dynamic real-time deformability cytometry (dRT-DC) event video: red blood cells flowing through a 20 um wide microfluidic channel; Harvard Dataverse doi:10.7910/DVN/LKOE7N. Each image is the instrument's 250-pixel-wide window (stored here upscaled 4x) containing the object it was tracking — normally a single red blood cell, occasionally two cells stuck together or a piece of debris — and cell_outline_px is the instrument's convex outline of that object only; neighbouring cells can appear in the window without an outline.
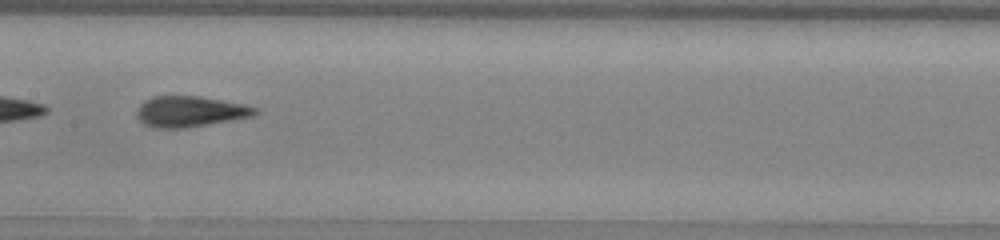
{"species": "common noctule bat (a hibernating species)", "species_latin": "Nyctalus noctula", "temperature_condition": "warm", "stored_images_in_passage": 18, "camera_frame_rate_fps": 3000, "um_per_image_px": 0.085, "animal": {"sex": "male", "body_mass_g": 13.0, "forearm_length_mm": 53.1}, "frame": {"image": 1, "passage_image": 13, "time_ms": 4.0, "image_size_px": [1000, 240], "cell_outline_px": [[260, 112], [252, 116], [188, 128], [152, 128], [144, 124], [136, 116], [136, 112], [140, 104], [144, 100], [152, 96], [200, 96], [244, 104], [256, 108]], "centroid_in_image_um": [16.12, 9.48], "position_along_channel_um": 191.3, "area_um2": 21.33}}
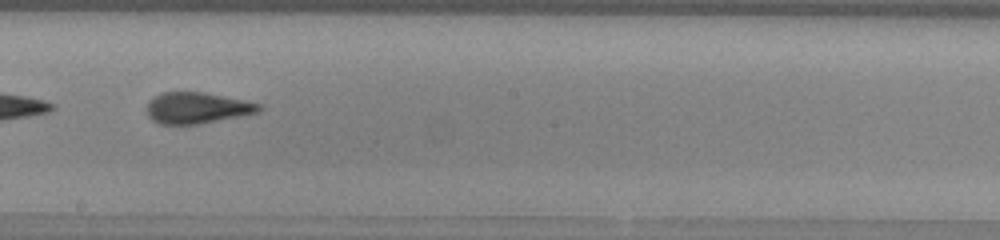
{"frame": {"image": 2, "passage_image": 16, "time_ms": 5.0, "image_size_px": [1000, 240], "cell_outline_px": [[264, 108], [256, 112], [200, 124], [160, 124], [152, 120], [148, 116], [148, 104], [160, 92], [204, 92], [260, 104]], "centroid_in_image_um": [16.72, 9.17], "position_along_channel_um": 231.5, "area_um2": 19.94}}